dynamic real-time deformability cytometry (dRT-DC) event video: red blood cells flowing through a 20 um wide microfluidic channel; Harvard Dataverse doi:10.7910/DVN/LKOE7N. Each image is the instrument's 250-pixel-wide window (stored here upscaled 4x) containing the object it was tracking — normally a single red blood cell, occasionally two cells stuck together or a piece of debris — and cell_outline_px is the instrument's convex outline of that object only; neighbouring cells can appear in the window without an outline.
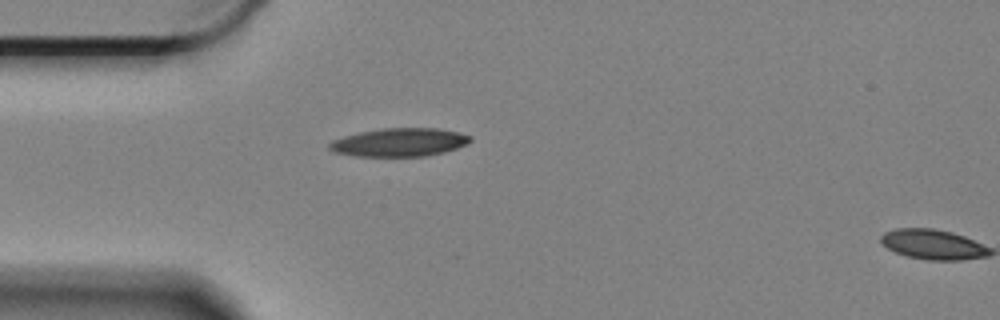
{"species": "Egyptian fruit bat (a non-hibernating species)", "species_latin": "Rousettus aegyptiacus", "temperature_condition": "cold", "stored_images_in_passage": 2, "camera_frame_rate_fps": 3000, "um_per_image_px": 0.085, "animal": {"sex": "female"}, "frame": {"image": 1, "passage_image": 1, "time_ms": 0.0, "image_size_px": [1000, 320], "cell_outline_px": [[472, 140], [456, 148], [444, 152], [424, 156], [356, 156], [332, 152], [328, 148], [328, 144], [332, 140], [344, 136], [360, 132], [380, 128], [440, 128], [460, 132], [472, 136]], "centroid_in_image_um": [33.93, 12.09], "position_along_channel_um": 51.1, "area_um2": 23.35}}